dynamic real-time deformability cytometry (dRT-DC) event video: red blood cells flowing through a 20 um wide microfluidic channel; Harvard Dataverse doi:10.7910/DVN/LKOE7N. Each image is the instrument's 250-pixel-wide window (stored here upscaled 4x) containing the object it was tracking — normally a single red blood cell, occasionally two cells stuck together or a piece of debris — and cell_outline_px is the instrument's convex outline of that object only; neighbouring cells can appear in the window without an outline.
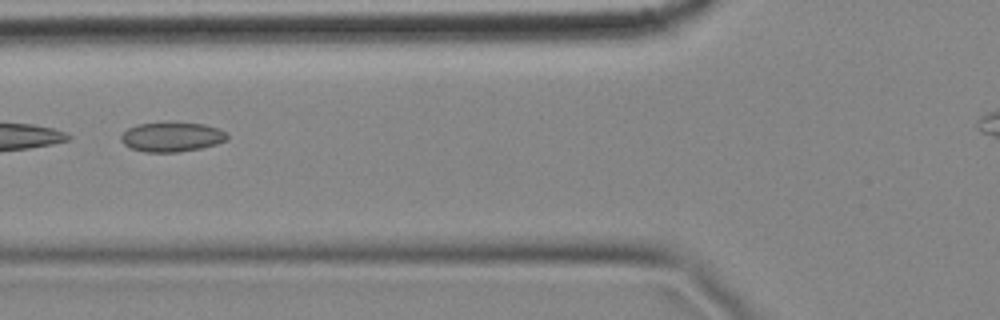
{"species": "common noctule bat (a hibernating species)", "species_latin": "Nyctalus noctula", "temperature_condition": "cold", "stored_images_in_passage": 4, "camera_frame_rate_fps": 3000, "um_per_image_px": 0.085, "animal": {"sex": "female", "body_mass_g": 18.4}, "frame": {"image": 1, "passage_image": 4, "time_ms": 1.0, "image_size_px": [1000, 320], "cell_outline_px": [[228, 140], [216, 144], [200, 148], [176, 152], [144, 152], [132, 148], [124, 144], [120, 140], [120, 136], [128, 128], [136, 124], [204, 124], [220, 128], [228, 132]], "centroid_in_image_um": [14.63, 11.66], "position_along_channel_um": 111.2, "area_um2": 17.98}}